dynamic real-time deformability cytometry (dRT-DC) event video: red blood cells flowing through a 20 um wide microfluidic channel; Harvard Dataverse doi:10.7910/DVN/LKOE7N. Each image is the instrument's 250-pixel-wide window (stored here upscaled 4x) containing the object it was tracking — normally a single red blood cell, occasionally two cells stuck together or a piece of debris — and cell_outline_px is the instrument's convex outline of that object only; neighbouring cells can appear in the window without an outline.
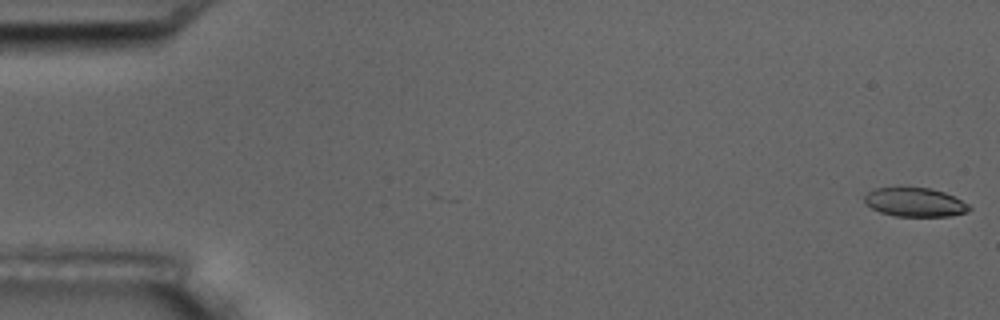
{"species": "common noctule bat (a hibernating species)", "species_latin": "Nyctalus noctula", "temperature_condition": "room temperature", "stored_images_in_passage": 7, "camera_frame_rate_fps": 3000, "um_per_image_px": 0.085, "animal": {"sex": "male", "body_mass_g": 17.5, "forearm_length_mm": 52.3}, "frame": {"image": 1, "passage_image": 1, "time_ms": 0.0, "image_size_px": [1000, 320], "cell_outline_px": [[972, 208], [964, 212], [948, 216], [896, 216], [880, 212], [864, 204], [864, 196], [868, 192], [876, 188], [928, 188], [944, 192], [968, 204]], "centroid_in_image_um": [77.72, 17.19], "position_along_channel_um": 7.3, "area_um2": 17.34}}